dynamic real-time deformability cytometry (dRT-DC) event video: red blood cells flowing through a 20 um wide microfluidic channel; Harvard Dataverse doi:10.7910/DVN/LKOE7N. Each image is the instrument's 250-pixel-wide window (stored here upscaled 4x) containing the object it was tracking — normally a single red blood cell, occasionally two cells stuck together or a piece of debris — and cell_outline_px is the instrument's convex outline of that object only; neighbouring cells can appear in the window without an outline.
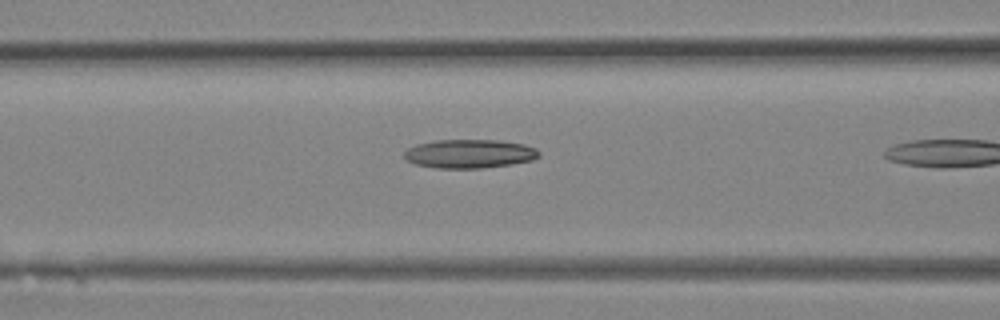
{"species": "Egyptian fruit bat (a non-hibernating species)", "species_latin": "Rousettus aegyptiacus", "temperature_condition": "room temperature", "stored_images_in_passage": 11, "camera_frame_rate_fps": 3000, "um_per_image_px": 0.085, "animal": {"sex": "female"}, "frame": {"image": 1, "passage_image": 10, "time_ms": 3.0, "image_size_px": [1000, 320], "cell_outline_px": [[540, 156], [532, 160], [512, 164], [484, 168], [436, 168], [416, 164], [404, 160], [404, 152], [408, 148], [416, 144], [436, 140], [500, 140], [524, 144], [536, 148], [540, 152]], "centroid_in_image_um": [39.91, 13.07], "position_along_channel_um": 126.7, "area_um2": 22.77}}